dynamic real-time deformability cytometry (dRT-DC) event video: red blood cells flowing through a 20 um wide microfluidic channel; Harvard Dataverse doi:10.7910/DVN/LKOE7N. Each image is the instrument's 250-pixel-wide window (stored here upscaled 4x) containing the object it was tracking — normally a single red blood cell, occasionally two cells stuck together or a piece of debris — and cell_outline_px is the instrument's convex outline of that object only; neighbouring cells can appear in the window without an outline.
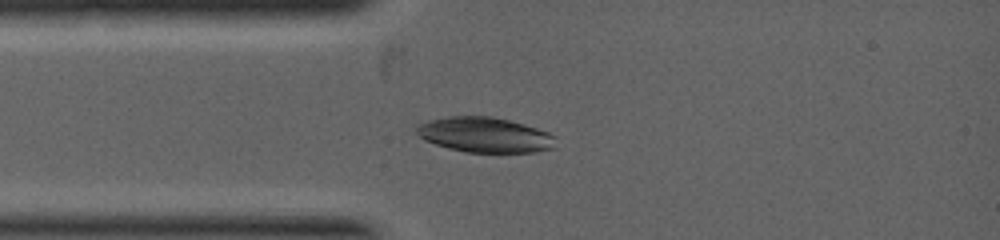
{"species": "common noctule bat (a hibernating species)", "species_latin": "Nyctalus noctula", "temperature_condition": "warm", "stored_images_in_passage": 1, "camera_frame_rate_fps": 5000, "um_per_image_px": 0.085, "animal": {"sex": "female", "body_mass_g": 19.0, "forearm_length_mm": 53.3}, "frame": {"image": 1, "passage_image": 1, "time_ms": 0.0, "image_size_px": [1000, 240], "cell_outline_px": [[556, 148], [536, 152], [464, 152], [448, 148], [424, 140], [416, 132], [416, 128], [420, 124], [428, 120], [448, 116], [492, 116], [524, 124], [548, 132], [556, 136]], "centroid_in_image_um": [41.24, 11.46], "position_along_channel_um": 43.8, "area_um2": 28.61}}